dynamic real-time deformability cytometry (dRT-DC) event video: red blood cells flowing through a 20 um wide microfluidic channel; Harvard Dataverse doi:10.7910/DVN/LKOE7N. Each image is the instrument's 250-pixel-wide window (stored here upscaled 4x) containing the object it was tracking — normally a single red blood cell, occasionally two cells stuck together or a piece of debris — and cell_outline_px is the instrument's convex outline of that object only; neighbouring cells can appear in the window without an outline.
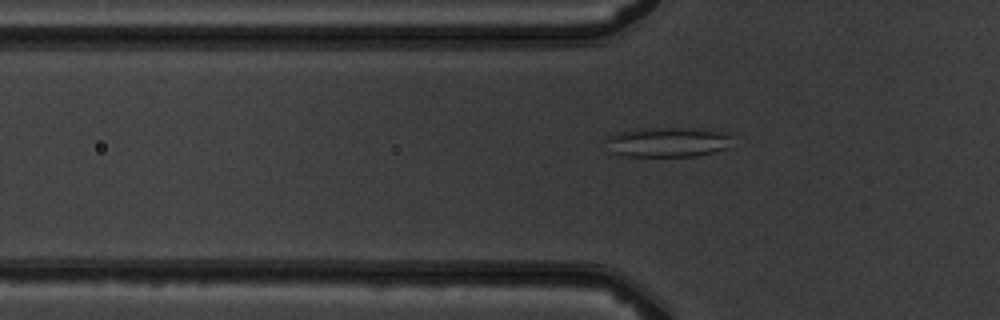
{"species": "common noctule bat (a hibernating species)", "species_latin": "Nyctalus noctula", "temperature_condition": "warm", "stored_images_in_passage": 7, "segment_of_instrument_passage": [2, 2], "camera_frame_rate_fps": 3000, "um_per_image_px": 0.085, "animal": {"sex": "male", "body_mass_g": 19.5, "forearm_length_mm": 54.6}, "frame": {"image": 1, "passage_image": 7, "time_ms": 7.0, "image_size_px": [1000, 320], "cell_outline_px": [[732, 136], [728, 148], [696, 156], [624, 156], [608, 152], [604, 140], [616, 132], [636, 128], [704, 128]], "centroid_in_image_um": [56.66, 12.07], "position_along_channel_um": 69.1, "area_um2": 22.25}}